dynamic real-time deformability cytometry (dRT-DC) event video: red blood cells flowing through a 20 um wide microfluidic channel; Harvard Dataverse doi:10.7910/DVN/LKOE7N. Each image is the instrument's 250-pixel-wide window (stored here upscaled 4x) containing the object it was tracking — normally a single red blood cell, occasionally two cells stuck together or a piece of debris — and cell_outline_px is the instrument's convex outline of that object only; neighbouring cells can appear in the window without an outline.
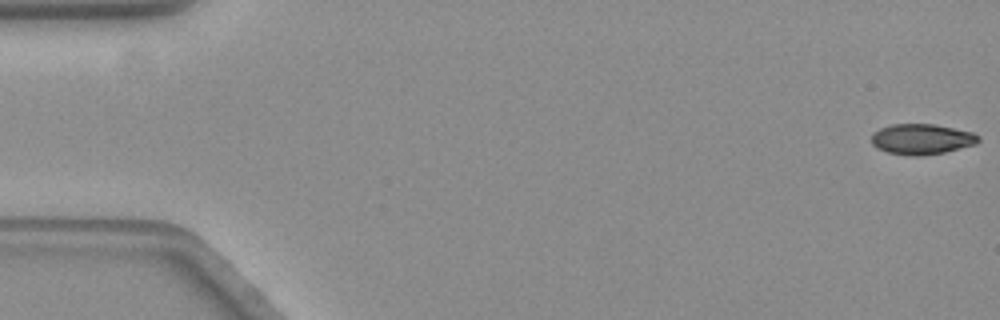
{"species": "common noctule bat (a hibernating species)", "species_latin": "Nyctalus noctula", "temperature_condition": "warm", "stored_images_in_passage": 58, "camera_frame_rate_fps": 3000, "um_per_image_px": 0.085, "animal": {"sex": "female", "body_mass_g": 19.3, "forearm_length_mm": 54.1}, "frame": {"image": 1, "passage_image": 1, "time_ms": 0.0, "image_size_px": [1000, 320], "cell_outline_px": [[980, 140], [976, 144], [944, 152], [924, 156], [904, 156], [888, 152], [876, 148], [872, 144], [872, 136], [880, 128], [892, 124], [932, 124], [972, 132]], "centroid_in_image_um": [78.31, 11.84], "position_along_channel_um": 6.7, "area_um2": 18.9}}
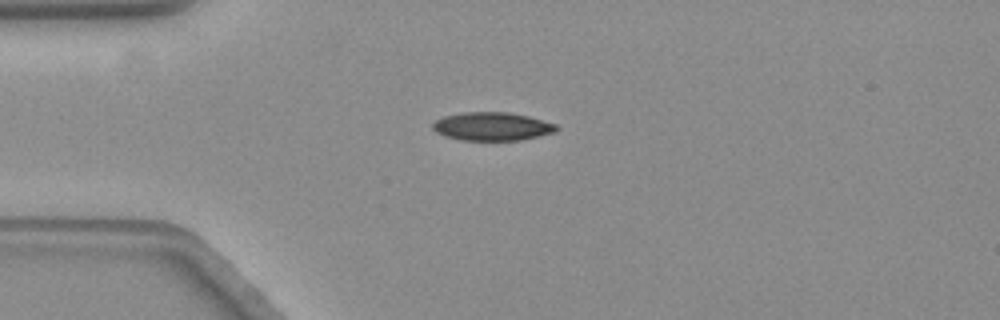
{"frame": {"image": 2, "passage_image": 15, "time_ms": 4.667, "image_size_px": [1000, 320], "cell_outline_px": [[556, 128], [552, 132], [520, 140], [460, 140], [444, 136], [436, 132], [432, 128], [432, 124], [436, 120], [444, 116], [464, 112], [508, 112], [528, 116], [556, 124]], "centroid_in_image_um": [41.76, 10.74], "position_along_channel_um": 43.2, "area_um2": 20.17}}
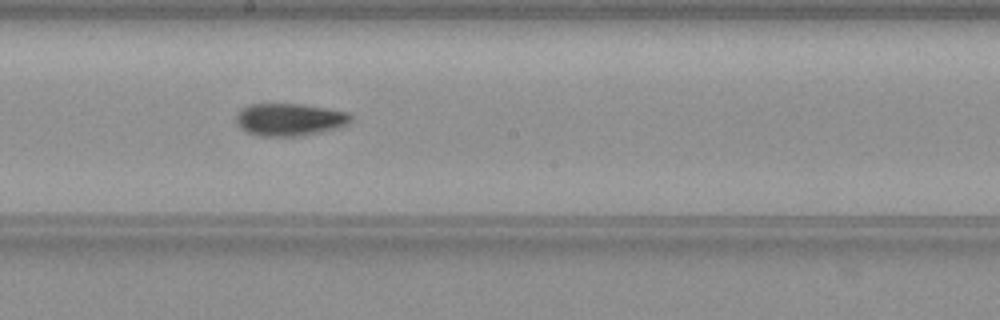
{"frame": {"image": 3, "passage_image": 32, "time_ms": 10.333, "image_size_px": [1000, 320], "cell_outline_px": [[352, 120], [348, 124], [340, 128], [304, 136], [256, 136], [244, 132], [240, 128], [236, 120], [236, 116], [244, 108], [252, 104], [300, 104], [348, 112], [352, 116]], "centroid_in_image_um": [24.64, 10.19], "position_along_channel_um": 223.6, "area_um2": 21.85}, "authors_computed_cell_mechanics": {"area_um2": 20.519, "velocity_mm_per_s": 3.5466, "shape_relaxation_time_tau1_ms": 4.9485, "shape_relaxation_time_tau2_ms": 5.375, "deformation_change_tau1": 0.1578, "deformation_change_tau2": 0.1077}}